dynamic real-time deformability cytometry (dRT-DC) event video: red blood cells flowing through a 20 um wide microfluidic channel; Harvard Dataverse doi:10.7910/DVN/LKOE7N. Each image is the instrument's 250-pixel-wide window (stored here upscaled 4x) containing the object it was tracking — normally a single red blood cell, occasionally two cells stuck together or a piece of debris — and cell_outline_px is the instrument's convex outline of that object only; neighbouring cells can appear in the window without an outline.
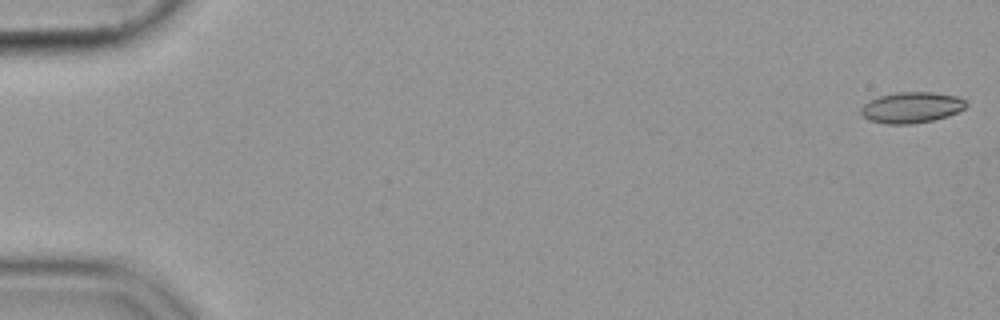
{"species": "common noctule bat (a hibernating species)", "species_latin": "Nyctalus noctula", "temperature_condition": "cold", "stored_images_in_passage": 14, "camera_frame_rate_fps": 3000, "um_per_image_px": 0.085, "animal": {"sex": "female", "body_mass_g": 19.9}, "frame": {"image": 1, "passage_image": 1, "time_ms": 0.0, "image_size_px": [1000, 320], "cell_outline_px": [[968, 104], [964, 108], [948, 116], [932, 120], [912, 124], [888, 124], [868, 120], [860, 112], [860, 108], [868, 100], [880, 96], [896, 92], [932, 92], [956, 96], [964, 100]], "centroid_in_image_um": [77.45, 9.13], "position_along_channel_um": 7.6, "area_um2": 18.9}}